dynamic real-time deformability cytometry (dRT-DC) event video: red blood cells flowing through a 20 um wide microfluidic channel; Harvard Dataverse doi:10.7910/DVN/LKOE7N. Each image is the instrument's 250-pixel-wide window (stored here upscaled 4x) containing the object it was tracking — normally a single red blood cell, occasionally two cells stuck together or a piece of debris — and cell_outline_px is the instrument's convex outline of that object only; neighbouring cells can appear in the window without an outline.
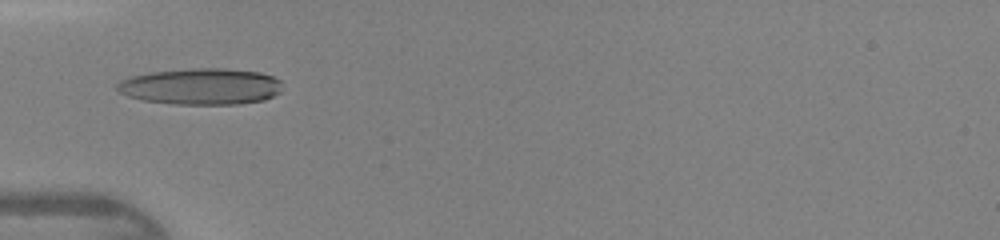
{"species": "human", "species_latin": "Homo sapiens", "temperature_condition": "warm", "stored_images_in_passage": 31, "camera_frame_rate_fps": 3000, "um_per_image_px": 0.085, "donor": {"sex": "female"}, "frame": {"image": 1, "passage_image": 1, "time_ms": 0.0, "image_size_px": [1000, 240], "cell_outline_px": [[280, 92], [264, 100], [240, 104], [172, 104], [144, 100], [128, 96], [120, 92], [116, 88], [116, 84], [120, 80], [132, 76], [152, 72], [192, 68], [224, 68], [260, 72], [272, 76], [280, 80]], "centroid_in_image_um": [17.08, 7.35], "position_along_channel_um": 67.9, "area_um2": 34.97}}
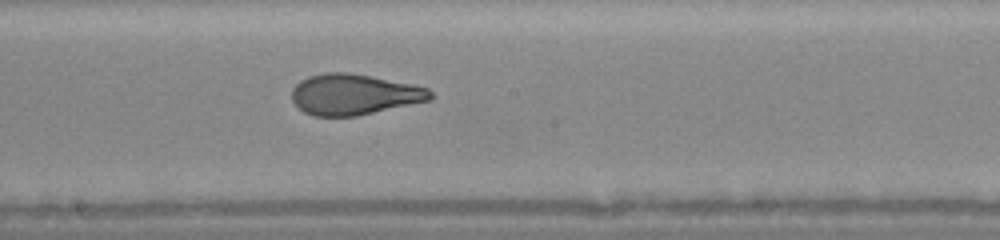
{"frame": {"image": 2, "passage_image": 11, "time_ms": 3.333, "image_size_px": [1000, 240], "cell_outline_px": [[436, 96], [432, 100], [356, 116], [312, 116], [304, 112], [292, 100], [292, 88], [300, 80], [308, 76], [328, 72], [344, 72], [368, 76], [412, 84], [428, 88]], "centroid_in_image_um": [30.11, 8.03], "position_along_channel_um": 218.1, "area_um2": 32.89}}
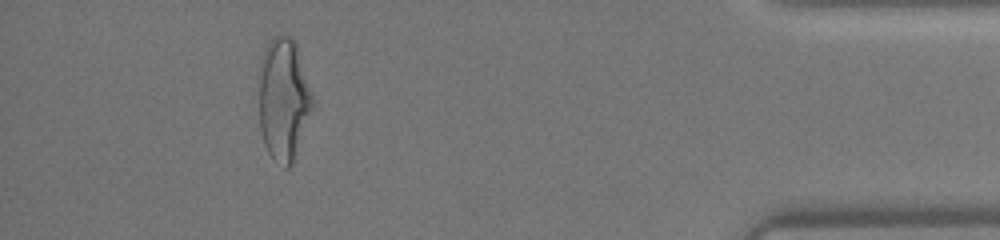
{"frame": {"image": 3, "passage_image": 27, "time_ms": 8.667, "image_size_px": [1000, 240], "cell_outline_px": [[312, 108], [292, 164], [288, 168], [284, 168], [268, 152], [264, 144], [260, 128], [260, 60], [264, 48], [276, 36], [284, 32], [296, 44], [312, 96]], "centroid_in_image_um": [24.08, 8.43], "position_along_channel_um": 411.1, "area_um2": 37.45}}